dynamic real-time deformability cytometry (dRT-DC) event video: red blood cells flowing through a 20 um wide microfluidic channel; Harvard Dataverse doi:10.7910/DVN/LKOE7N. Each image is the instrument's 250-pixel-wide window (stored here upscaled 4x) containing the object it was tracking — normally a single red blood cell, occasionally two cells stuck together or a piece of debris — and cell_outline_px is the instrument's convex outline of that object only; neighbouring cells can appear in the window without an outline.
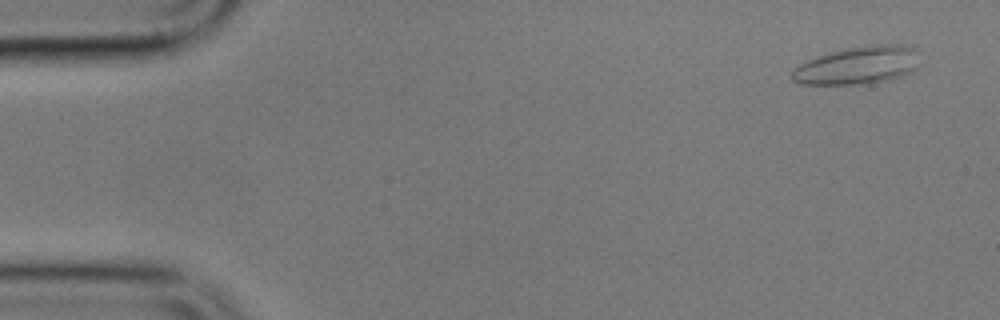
{"species": "common noctule bat (a hibernating species)", "species_latin": "Nyctalus noctula", "temperature_condition": "cold", "stored_images_in_passage": 8, "camera_frame_rate_fps": 3000, "um_per_image_px": 0.085, "animal": {"sex": "male", "body_mass_g": 17.9}, "frame": {"image": 1, "passage_image": 1, "time_ms": 0.0, "image_size_px": [1000, 320], "cell_outline_px": [[920, 64], [912, 72], [904, 76], [884, 80], [856, 84], [800, 84], [792, 80], [792, 72], [800, 64], [808, 60], [832, 52], [848, 48], [868, 44], [900, 44], [916, 48]], "centroid_in_image_um": [72.98, 5.54], "position_along_channel_um": 12.0, "area_um2": 28.03}}
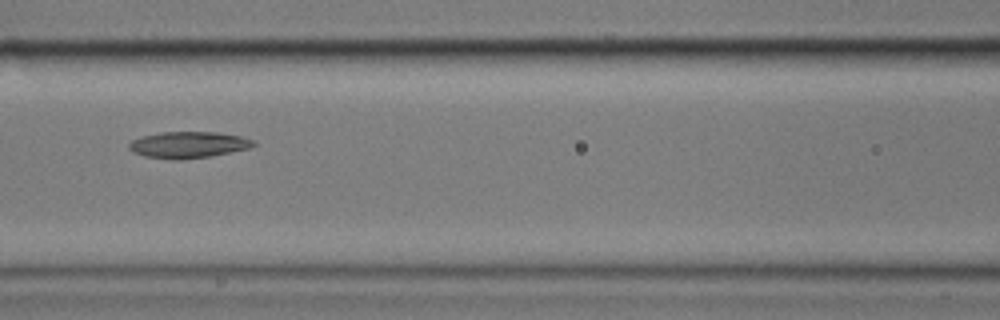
{"frame": {"image": 2, "passage_image": 7, "time_ms": 7.0, "image_size_px": [1000, 320], "cell_outline_px": [[256, 144], [248, 148], [212, 156], [180, 160], [172, 160], [144, 156], [132, 152], [128, 148], [128, 144], [132, 140], [144, 136], [160, 132], [220, 132], [240, 136], [252, 140]], "centroid_in_image_um": [15.97, 12.31], "position_along_channel_um": 150.6, "area_um2": 19.19}}
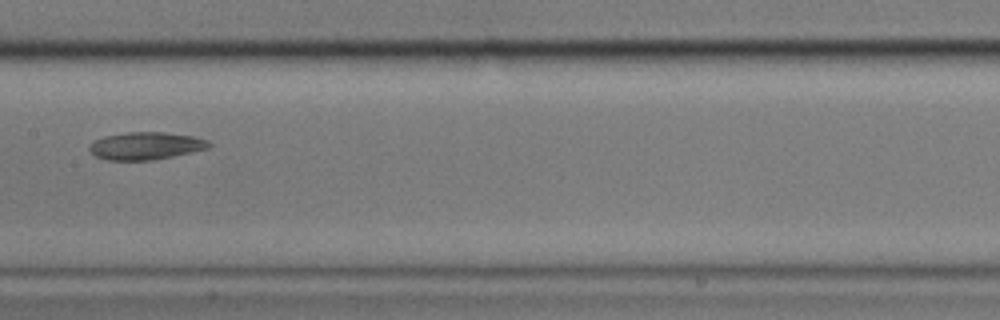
{"frame": {"image": 3, "passage_image": 8, "time_ms": 8.333, "image_size_px": [1000, 320], "cell_outline_px": [[212, 144], [208, 148], [172, 156], [152, 160], [108, 160], [96, 156], [88, 148], [88, 144], [104, 136], [128, 132], [164, 132], [192, 136], [208, 140]], "centroid_in_image_um": [12.37, 12.39], "position_along_channel_um": 195.0, "area_um2": 19.02}}